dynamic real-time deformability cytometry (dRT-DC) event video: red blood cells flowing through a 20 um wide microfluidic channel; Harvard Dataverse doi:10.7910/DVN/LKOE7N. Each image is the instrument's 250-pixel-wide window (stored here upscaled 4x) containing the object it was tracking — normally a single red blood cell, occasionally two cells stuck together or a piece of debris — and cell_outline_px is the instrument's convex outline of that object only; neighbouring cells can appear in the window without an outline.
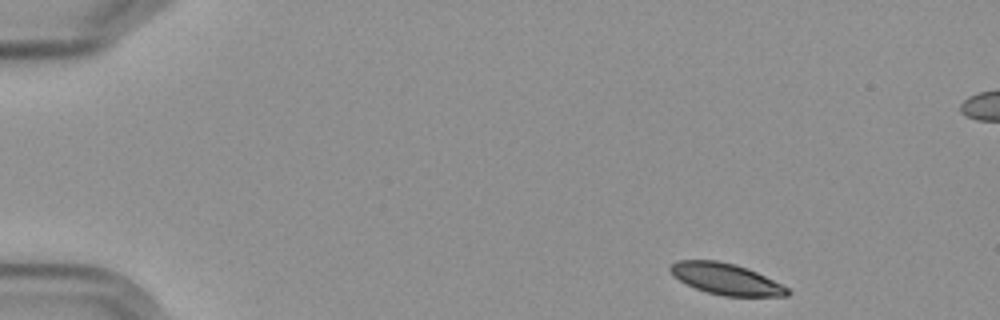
{"species": "Egyptian fruit bat (a non-hibernating species)", "species_latin": "Rousettus aegyptiacus", "temperature_condition": "cold", "stored_images_in_passage": 5, "camera_frame_rate_fps": 3000, "um_per_image_px": 0.085, "frame": {"image": 1, "passage_image": 1, "time_ms": 0.0, "image_size_px": [1000, 320], "cell_outline_px": [[792, 292], [788, 296], [724, 296], [708, 292], [696, 288], [680, 280], [668, 272], [668, 264], [676, 260], [716, 260], [736, 264], [748, 268], [788, 288]], "centroid_in_image_um": [61.67, 23.7], "position_along_channel_um": 23.3, "area_um2": 21.33}}